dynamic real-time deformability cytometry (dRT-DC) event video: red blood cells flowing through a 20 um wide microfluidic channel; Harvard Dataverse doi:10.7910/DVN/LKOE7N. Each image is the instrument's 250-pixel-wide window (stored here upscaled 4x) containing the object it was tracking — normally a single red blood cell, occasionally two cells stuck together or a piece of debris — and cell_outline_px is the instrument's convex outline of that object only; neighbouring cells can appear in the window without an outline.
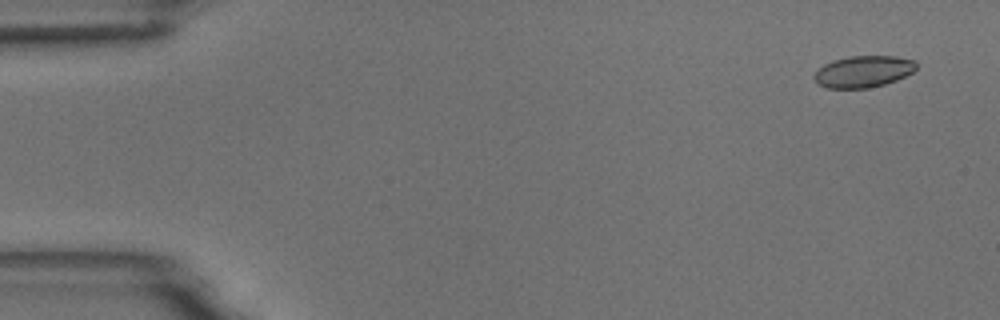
{"species": "common noctule bat (a hibernating species)", "species_latin": "Nyctalus noctula", "temperature_condition": "room temperature", "stored_images_in_passage": 7, "camera_frame_rate_fps": 3000, "um_per_image_px": 0.085, "animal": {"sex": "male", "body_mass_g": 18.8}, "frame": {"image": 1, "passage_image": 1, "time_ms": 0.0, "image_size_px": [1000, 320], "cell_outline_px": [[916, 68], [912, 72], [896, 80], [884, 84], [868, 88], [828, 88], [820, 84], [812, 76], [824, 64], [832, 60], [848, 56], [896, 56], [916, 60]], "centroid_in_image_um": [73.39, 6.07], "position_along_channel_um": 11.6, "area_um2": 18.73}}
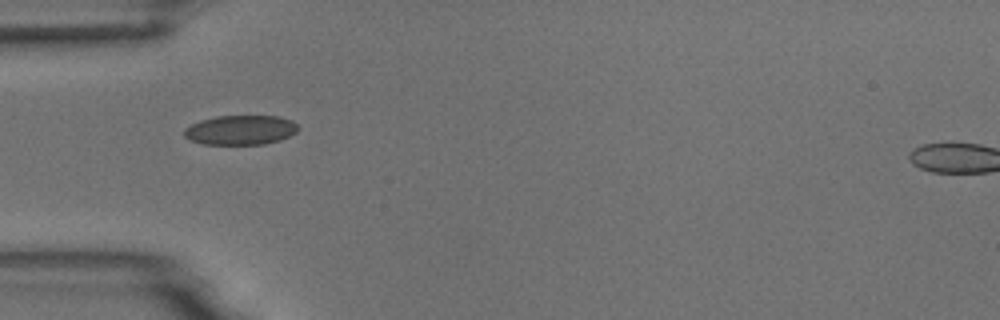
{"frame": {"image": 2, "passage_image": 5, "time_ms": 4.667, "image_size_px": [1000, 320], "cell_outline_px": [[300, 128], [296, 132], [280, 140], [264, 144], [204, 144], [188, 140], [184, 136], [184, 128], [200, 120], [216, 116], [280, 116], [292, 120]], "centroid_in_image_um": [20.44, 11.05], "position_along_channel_um": 64.6, "area_um2": 19.71}}